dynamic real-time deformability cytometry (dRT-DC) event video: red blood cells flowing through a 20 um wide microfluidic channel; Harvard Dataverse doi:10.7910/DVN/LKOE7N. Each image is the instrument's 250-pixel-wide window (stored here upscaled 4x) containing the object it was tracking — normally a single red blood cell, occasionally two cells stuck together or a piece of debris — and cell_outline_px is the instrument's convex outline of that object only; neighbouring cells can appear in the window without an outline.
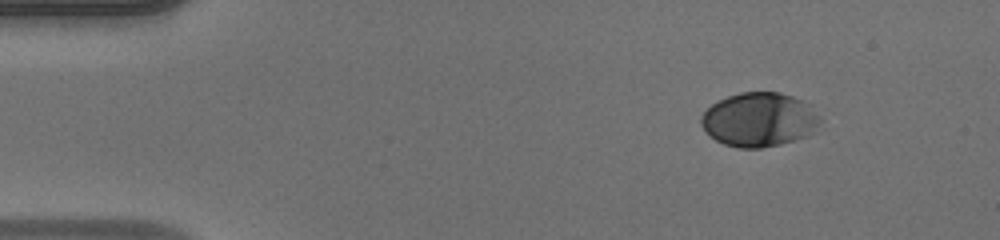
{"species": "human", "species_latin": "Homo sapiens", "temperature_condition": "warm", "stored_images_in_passage": 44, "camera_frame_rate_fps": 3000, "um_per_image_px": 0.085, "donor": {"sex": "male"}, "frame": {"image": 1, "passage_image": 1, "time_ms": 0.0, "image_size_px": [1000, 240], "cell_outline_px": [[820, 120], [812, 132], [808, 136], [780, 144], [760, 148], [740, 148], [724, 144], [716, 140], [700, 124], [700, 116], [712, 104], [728, 96], [740, 92], [780, 92], [792, 96], [812, 104], [820, 116]], "centroid_in_image_um": [64.55, 10.16], "position_along_channel_um": 20.4, "area_um2": 37.51}}
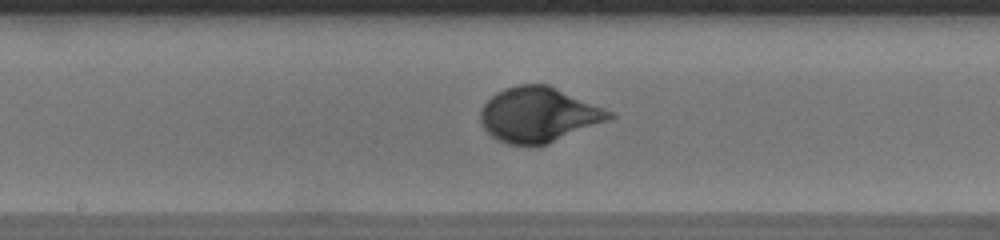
{"frame": {"image": 2, "passage_image": 21, "time_ms": 6.667, "image_size_px": [1000, 240], "cell_outline_px": [[616, 116], [608, 120], [548, 144], [508, 144], [496, 140], [484, 128], [480, 120], [480, 108], [496, 92], [504, 88], [520, 84], [548, 84], [616, 112]], "centroid_in_image_um": [45.8, 9.73], "position_along_channel_um": 202.4, "area_um2": 41.33}}
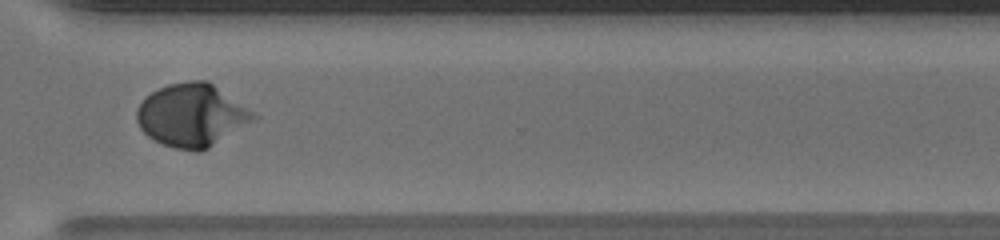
{"frame": {"image": 3, "passage_image": 32, "time_ms": 10.333, "image_size_px": [1000, 240], "cell_outline_px": [[260, 116], [208, 148], [200, 152], [196, 152], [176, 148], [152, 140], [140, 128], [136, 120], [136, 108], [152, 92], [168, 84], [188, 80], [208, 80]], "centroid_in_image_um": [16.29, 9.79], "position_along_channel_um": 354.3, "area_um2": 42.54}, "authors_computed_cell_mechanics": {"area_um2": 38.0613, "velocity_mm_per_s": 4.1481, "shape_relaxation_time_tau1_ms": 3.1374, "shape_relaxation_time_tau2_ms": null, "deformation_change_tau1": 0.1795, "deformation_change_tau2": null}}